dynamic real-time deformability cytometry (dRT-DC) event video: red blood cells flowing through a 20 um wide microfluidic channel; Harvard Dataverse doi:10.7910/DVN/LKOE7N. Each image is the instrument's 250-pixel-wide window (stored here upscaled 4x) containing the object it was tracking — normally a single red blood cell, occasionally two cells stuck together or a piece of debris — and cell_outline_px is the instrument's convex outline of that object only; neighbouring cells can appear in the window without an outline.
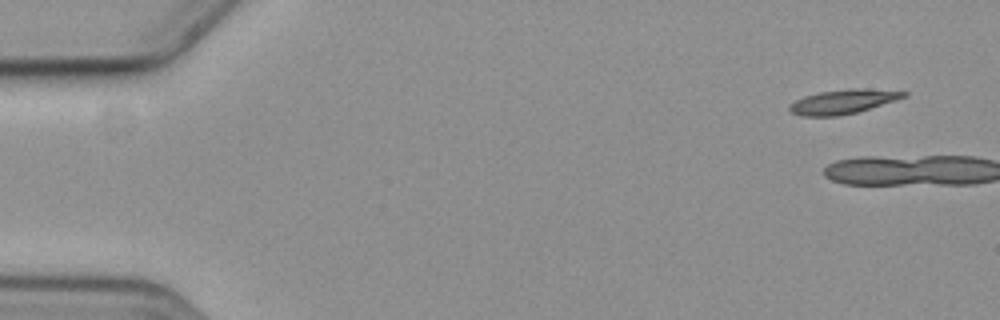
{"species": "common noctule bat (a hibernating species)", "species_latin": "Nyctalus noctula", "temperature_condition": "cold", "stored_images_in_passage": 2, "camera_frame_rate_fps": 3000, "um_per_image_px": 0.085, "animal": {"sex": "female", "body_mass_g": 19.3, "forearm_length_mm": 54.1}, "frame": {"image": 1, "passage_image": 1, "time_ms": 0.0, "image_size_px": [1000, 320], "cell_outline_px": [[908, 96], [896, 100], [856, 112], [836, 116], [800, 116], [792, 112], [788, 108], [788, 104], [804, 96], [820, 92], [848, 88], [864, 88], [908, 92]], "centroid_in_image_um": [71.64, 8.63], "position_along_channel_um": 13.4, "area_um2": 16.13}}